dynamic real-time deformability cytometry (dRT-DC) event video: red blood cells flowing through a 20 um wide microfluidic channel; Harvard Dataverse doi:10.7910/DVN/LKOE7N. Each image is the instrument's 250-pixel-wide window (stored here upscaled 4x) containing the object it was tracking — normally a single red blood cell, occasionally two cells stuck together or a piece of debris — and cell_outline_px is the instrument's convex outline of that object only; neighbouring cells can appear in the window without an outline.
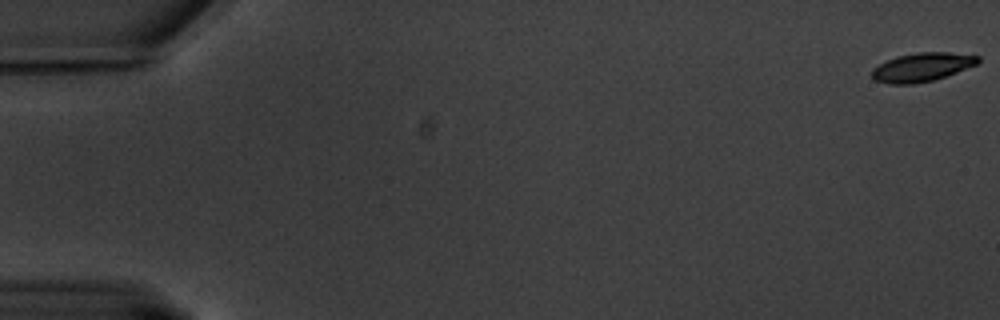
{"species": "common noctule bat (a hibernating species)", "species_latin": "Nyctalus noctula", "temperature_condition": "warm", "stored_images_in_passage": 14, "camera_frame_rate_fps": 3000, "um_per_image_px": 0.085, "animal": {"sex": "male", "body_mass_g": 20.1, "forearm_length_mm": 53.5}, "frame": {"image": 1, "passage_image": 1, "time_ms": 0.0, "image_size_px": [1000, 320], "cell_outline_px": [[980, 60], [976, 64], [956, 72], [932, 80], [912, 84], [888, 84], [876, 80], [872, 76], [872, 68], [896, 56], [916, 52], [948, 52], [980, 56]], "centroid_in_image_um": [78.35, 5.7], "position_along_channel_um": 6.7, "area_um2": 17.51}}